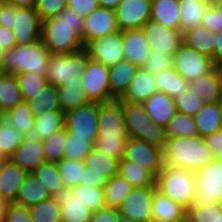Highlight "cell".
<instances>
[{
  "mask_svg": "<svg viewBox=\"0 0 222 222\" xmlns=\"http://www.w3.org/2000/svg\"><path fill=\"white\" fill-rule=\"evenodd\" d=\"M120 101L122 102L129 136L145 141L146 130L152 120L149 118L143 103H128L123 100Z\"/></svg>",
  "mask_w": 222,
  "mask_h": 222,
  "instance_id": "25",
  "label": "cell"
},
{
  "mask_svg": "<svg viewBox=\"0 0 222 222\" xmlns=\"http://www.w3.org/2000/svg\"><path fill=\"white\" fill-rule=\"evenodd\" d=\"M156 186L134 187L119 207L122 215L138 222H148L152 217V199Z\"/></svg>",
  "mask_w": 222,
  "mask_h": 222,
  "instance_id": "16",
  "label": "cell"
},
{
  "mask_svg": "<svg viewBox=\"0 0 222 222\" xmlns=\"http://www.w3.org/2000/svg\"><path fill=\"white\" fill-rule=\"evenodd\" d=\"M165 139V127L152 121L146 130L145 141L162 148Z\"/></svg>",
  "mask_w": 222,
  "mask_h": 222,
  "instance_id": "57",
  "label": "cell"
},
{
  "mask_svg": "<svg viewBox=\"0 0 222 222\" xmlns=\"http://www.w3.org/2000/svg\"><path fill=\"white\" fill-rule=\"evenodd\" d=\"M84 49L88 57L110 67L125 59L123 32L117 30L103 37L94 38L84 46Z\"/></svg>",
  "mask_w": 222,
  "mask_h": 222,
  "instance_id": "10",
  "label": "cell"
},
{
  "mask_svg": "<svg viewBox=\"0 0 222 222\" xmlns=\"http://www.w3.org/2000/svg\"><path fill=\"white\" fill-rule=\"evenodd\" d=\"M222 58V31L215 33L214 61Z\"/></svg>",
  "mask_w": 222,
  "mask_h": 222,
  "instance_id": "64",
  "label": "cell"
},
{
  "mask_svg": "<svg viewBox=\"0 0 222 222\" xmlns=\"http://www.w3.org/2000/svg\"><path fill=\"white\" fill-rule=\"evenodd\" d=\"M68 7L85 18L99 7V3L98 0H68Z\"/></svg>",
  "mask_w": 222,
  "mask_h": 222,
  "instance_id": "58",
  "label": "cell"
},
{
  "mask_svg": "<svg viewBox=\"0 0 222 222\" xmlns=\"http://www.w3.org/2000/svg\"><path fill=\"white\" fill-rule=\"evenodd\" d=\"M129 137L122 102L114 99L98 103V133L94 147L122 160Z\"/></svg>",
  "mask_w": 222,
  "mask_h": 222,
  "instance_id": "2",
  "label": "cell"
},
{
  "mask_svg": "<svg viewBox=\"0 0 222 222\" xmlns=\"http://www.w3.org/2000/svg\"><path fill=\"white\" fill-rule=\"evenodd\" d=\"M119 174L134 187L155 185V176L146 168L130 161H120Z\"/></svg>",
  "mask_w": 222,
  "mask_h": 222,
  "instance_id": "42",
  "label": "cell"
},
{
  "mask_svg": "<svg viewBox=\"0 0 222 222\" xmlns=\"http://www.w3.org/2000/svg\"><path fill=\"white\" fill-rule=\"evenodd\" d=\"M64 127L65 113L63 111L35 115L34 126L24 134L23 138L32 141H42Z\"/></svg>",
  "mask_w": 222,
  "mask_h": 222,
  "instance_id": "24",
  "label": "cell"
},
{
  "mask_svg": "<svg viewBox=\"0 0 222 222\" xmlns=\"http://www.w3.org/2000/svg\"><path fill=\"white\" fill-rule=\"evenodd\" d=\"M6 203L0 198V222L3 221V214L5 210Z\"/></svg>",
  "mask_w": 222,
  "mask_h": 222,
  "instance_id": "70",
  "label": "cell"
},
{
  "mask_svg": "<svg viewBox=\"0 0 222 222\" xmlns=\"http://www.w3.org/2000/svg\"><path fill=\"white\" fill-rule=\"evenodd\" d=\"M50 54L41 39L29 45L12 47L6 51L3 72L11 74L33 72L46 76Z\"/></svg>",
  "mask_w": 222,
  "mask_h": 222,
  "instance_id": "5",
  "label": "cell"
},
{
  "mask_svg": "<svg viewBox=\"0 0 222 222\" xmlns=\"http://www.w3.org/2000/svg\"><path fill=\"white\" fill-rule=\"evenodd\" d=\"M87 66L85 49L72 54H50L46 79L53 87L81 83V74Z\"/></svg>",
  "mask_w": 222,
  "mask_h": 222,
  "instance_id": "6",
  "label": "cell"
},
{
  "mask_svg": "<svg viewBox=\"0 0 222 222\" xmlns=\"http://www.w3.org/2000/svg\"><path fill=\"white\" fill-rule=\"evenodd\" d=\"M83 29L84 17L67 6L42 20L40 39L51 54H72L84 49Z\"/></svg>",
  "mask_w": 222,
  "mask_h": 222,
  "instance_id": "1",
  "label": "cell"
},
{
  "mask_svg": "<svg viewBox=\"0 0 222 222\" xmlns=\"http://www.w3.org/2000/svg\"><path fill=\"white\" fill-rule=\"evenodd\" d=\"M202 26L207 27L214 33L222 31V19L212 6L209 7L204 16Z\"/></svg>",
  "mask_w": 222,
  "mask_h": 222,
  "instance_id": "60",
  "label": "cell"
},
{
  "mask_svg": "<svg viewBox=\"0 0 222 222\" xmlns=\"http://www.w3.org/2000/svg\"><path fill=\"white\" fill-rule=\"evenodd\" d=\"M23 102L16 74L0 72V108L6 112Z\"/></svg>",
  "mask_w": 222,
  "mask_h": 222,
  "instance_id": "35",
  "label": "cell"
},
{
  "mask_svg": "<svg viewBox=\"0 0 222 222\" xmlns=\"http://www.w3.org/2000/svg\"><path fill=\"white\" fill-rule=\"evenodd\" d=\"M158 92H164L175 100L189 90V81L185 80L173 67L155 75Z\"/></svg>",
  "mask_w": 222,
  "mask_h": 222,
  "instance_id": "33",
  "label": "cell"
},
{
  "mask_svg": "<svg viewBox=\"0 0 222 222\" xmlns=\"http://www.w3.org/2000/svg\"><path fill=\"white\" fill-rule=\"evenodd\" d=\"M162 157L164 164L183 167L195 172L216 159L205 138L200 135L166 137L162 146Z\"/></svg>",
  "mask_w": 222,
  "mask_h": 222,
  "instance_id": "3",
  "label": "cell"
},
{
  "mask_svg": "<svg viewBox=\"0 0 222 222\" xmlns=\"http://www.w3.org/2000/svg\"><path fill=\"white\" fill-rule=\"evenodd\" d=\"M165 134L166 137L170 138L181 136L194 137L199 135L194 122V117L178 111L165 127Z\"/></svg>",
  "mask_w": 222,
  "mask_h": 222,
  "instance_id": "43",
  "label": "cell"
},
{
  "mask_svg": "<svg viewBox=\"0 0 222 222\" xmlns=\"http://www.w3.org/2000/svg\"><path fill=\"white\" fill-rule=\"evenodd\" d=\"M65 127L68 132L95 143L98 133V103L91 102L85 107L66 112Z\"/></svg>",
  "mask_w": 222,
  "mask_h": 222,
  "instance_id": "12",
  "label": "cell"
},
{
  "mask_svg": "<svg viewBox=\"0 0 222 222\" xmlns=\"http://www.w3.org/2000/svg\"><path fill=\"white\" fill-rule=\"evenodd\" d=\"M218 222H222V211H221V213H219V220H218Z\"/></svg>",
  "mask_w": 222,
  "mask_h": 222,
  "instance_id": "74",
  "label": "cell"
},
{
  "mask_svg": "<svg viewBox=\"0 0 222 222\" xmlns=\"http://www.w3.org/2000/svg\"><path fill=\"white\" fill-rule=\"evenodd\" d=\"M29 210L33 222H62L61 207L55 197L30 206Z\"/></svg>",
  "mask_w": 222,
  "mask_h": 222,
  "instance_id": "45",
  "label": "cell"
},
{
  "mask_svg": "<svg viewBox=\"0 0 222 222\" xmlns=\"http://www.w3.org/2000/svg\"><path fill=\"white\" fill-rule=\"evenodd\" d=\"M16 14V7L10 4L2 3L0 6V25L12 29L13 16Z\"/></svg>",
  "mask_w": 222,
  "mask_h": 222,
  "instance_id": "62",
  "label": "cell"
},
{
  "mask_svg": "<svg viewBox=\"0 0 222 222\" xmlns=\"http://www.w3.org/2000/svg\"><path fill=\"white\" fill-rule=\"evenodd\" d=\"M6 56V51L0 46V72H3V64Z\"/></svg>",
  "mask_w": 222,
  "mask_h": 222,
  "instance_id": "69",
  "label": "cell"
},
{
  "mask_svg": "<svg viewBox=\"0 0 222 222\" xmlns=\"http://www.w3.org/2000/svg\"><path fill=\"white\" fill-rule=\"evenodd\" d=\"M213 60L183 42L173 54L172 67L187 81L206 75L213 69Z\"/></svg>",
  "mask_w": 222,
  "mask_h": 222,
  "instance_id": "9",
  "label": "cell"
},
{
  "mask_svg": "<svg viewBox=\"0 0 222 222\" xmlns=\"http://www.w3.org/2000/svg\"><path fill=\"white\" fill-rule=\"evenodd\" d=\"M152 214L169 221H186V209L157 190L152 199Z\"/></svg>",
  "mask_w": 222,
  "mask_h": 222,
  "instance_id": "34",
  "label": "cell"
},
{
  "mask_svg": "<svg viewBox=\"0 0 222 222\" xmlns=\"http://www.w3.org/2000/svg\"><path fill=\"white\" fill-rule=\"evenodd\" d=\"M6 4L13 5L15 7H31L35 8L37 0H2Z\"/></svg>",
  "mask_w": 222,
  "mask_h": 222,
  "instance_id": "65",
  "label": "cell"
},
{
  "mask_svg": "<svg viewBox=\"0 0 222 222\" xmlns=\"http://www.w3.org/2000/svg\"><path fill=\"white\" fill-rule=\"evenodd\" d=\"M213 68L215 69L217 76L220 78L222 82V58L214 61Z\"/></svg>",
  "mask_w": 222,
  "mask_h": 222,
  "instance_id": "67",
  "label": "cell"
},
{
  "mask_svg": "<svg viewBox=\"0 0 222 222\" xmlns=\"http://www.w3.org/2000/svg\"><path fill=\"white\" fill-rule=\"evenodd\" d=\"M148 222H186V221H169L158 217H152Z\"/></svg>",
  "mask_w": 222,
  "mask_h": 222,
  "instance_id": "71",
  "label": "cell"
},
{
  "mask_svg": "<svg viewBox=\"0 0 222 222\" xmlns=\"http://www.w3.org/2000/svg\"><path fill=\"white\" fill-rule=\"evenodd\" d=\"M0 46L5 51L16 46L14 32L10 28L0 25Z\"/></svg>",
  "mask_w": 222,
  "mask_h": 222,
  "instance_id": "63",
  "label": "cell"
},
{
  "mask_svg": "<svg viewBox=\"0 0 222 222\" xmlns=\"http://www.w3.org/2000/svg\"><path fill=\"white\" fill-rule=\"evenodd\" d=\"M208 147L216 158H222V127L211 135L205 137Z\"/></svg>",
  "mask_w": 222,
  "mask_h": 222,
  "instance_id": "61",
  "label": "cell"
},
{
  "mask_svg": "<svg viewBox=\"0 0 222 222\" xmlns=\"http://www.w3.org/2000/svg\"><path fill=\"white\" fill-rule=\"evenodd\" d=\"M198 134L201 137L217 132L222 127V110L220 102L204 103L193 116Z\"/></svg>",
  "mask_w": 222,
  "mask_h": 222,
  "instance_id": "30",
  "label": "cell"
},
{
  "mask_svg": "<svg viewBox=\"0 0 222 222\" xmlns=\"http://www.w3.org/2000/svg\"><path fill=\"white\" fill-rule=\"evenodd\" d=\"M81 86L91 102L102 103L114 100L109 83V67L91 59L88 54L86 69L81 74Z\"/></svg>",
  "mask_w": 222,
  "mask_h": 222,
  "instance_id": "8",
  "label": "cell"
},
{
  "mask_svg": "<svg viewBox=\"0 0 222 222\" xmlns=\"http://www.w3.org/2000/svg\"><path fill=\"white\" fill-rule=\"evenodd\" d=\"M5 112L0 108V122L4 120Z\"/></svg>",
  "mask_w": 222,
  "mask_h": 222,
  "instance_id": "73",
  "label": "cell"
},
{
  "mask_svg": "<svg viewBox=\"0 0 222 222\" xmlns=\"http://www.w3.org/2000/svg\"><path fill=\"white\" fill-rule=\"evenodd\" d=\"M196 191L191 206L222 203V158L195 172Z\"/></svg>",
  "mask_w": 222,
  "mask_h": 222,
  "instance_id": "7",
  "label": "cell"
},
{
  "mask_svg": "<svg viewBox=\"0 0 222 222\" xmlns=\"http://www.w3.org/2000/svg\"><path fill=\"white\" fill-rule=\"evenodd\" d=\"M50 197L52 196L42 182L30 172L27 173L23 183L18 188L17 196L13 203L29 208Z\"/></svg>",
  "mask_w": 222,
  "mask_h": 222,
  "instance_id": "29",
  "label": "cell"
},
{
  "mask_svg": "<svg viewBox=\"0 0 222 222\" xmlns=\"http://www.w3.org/2000/svg\"><path fill=\"white\" fill-rule=\"evenodd\" d=\"M22 91L23 101H29L37 95L48 83L46 76H40L33 72L16 74Z\"/></svg>",
  "mask_w": 222,
  "mask_h": 222,
  "instance_id": "48",
  "label": "cell"
},
{
  "mask_svg": "<svg viewBox=\"0 0 222 222\" xmlns=\"http://www.w3.org/2000/svg\"><path fill=\"white\" fill-rule=\"evenodd\" d=\"M142 30L151 51L156 53L171 54L173 56L183 42L181 31L168 28L152 20H149L142 27Z\"/></svg>",
  "mask_w": 222,
  "mask_h": 222,
  "instance_id": "14",
  "label": "cell"
},
{
  "mask_svg": "<svg viewBox=\"0 0 222 222\" xmlns=\"http://www.w3.org/2000/svg\"><path fill=\"white\" fill-rule=\"evenodd\" d=\"M27 173L9 159L0 161V198L6 204L15 201L18 188L23 183Z\"/></svg>",
  "mask_w": 222,
  "mask_h": 222,
  "instance_id": "18",
  "label": "cell"
},
{
  "mask_svg": "<svg viewBox=\"0 0 222 222\" xmlns=\"http://www.w3.org/2000/svg\"><path fill=\"white\" fill-rule=\"evenodd\" d=\"M175 101L178 112L191 116H194L204 104L196 93L190 92L189 90L186 93H183Z\"/></svg>",
  "mask_w": 222,
  "mask_h": 222,
  "instance_id": "52",
  "label": "cell"
},
{
  "mask_svg": "<svg viewBox=\"0 0 222 222\" xmlns=\"http://www.w3.org/2000/svg\"><path fill=\"white\" fill-rule=\"evenodd\" d=\"M94 143L86 137L76 136L67 131V144L64 158L84 161L93 149Z\"/></svg>",
  "mask_w": 222,
  "mask_h": 222,
  "instance_id": "49",
  "label": "cell"
},
{
  "mask_svg": "<svg viewBox=\"0 0 222 222\" xmlns=\"http://www.w3.org/2000/svg\"><path fill=\"white\" fill-rule=\"evenodd\" d=\"M120 216L119 208L104 207L93 212L90 222H119Z\"/></svg>",
  "mask_w": 222,
  "mask_h": 222,
  "instance_id": "59",
  "label": "cell"
},
{
  "mask_svg": "<svg viewBox=\"0 0 222 222\" xmlns=\"http://www.w3.org/2000/svg\"><path fill=\"white\" fill-rule=\"evenodd\" d=\"M179 0H153L150 20L180 31Z\"/></svg>",
  "mask_w": 222,
  "mask_h": 222,
  "instance_id": "31",
  "label": "cell"
},
{
  "mask_svg": "<svg viewBox=\"0 0 222 222\" xmlns=\"http://www.w3.org/2000/svg\"><path fill=\"white\" fill-rule=\"evenodd\" d=\"M62 222H90L93 211L74 197L73 187L65 186L56 196Z\"/></svg>",
  "mask_w": 222,
  "mask_h": 222,
  "instance_id": "19",
  "label": "cell"
},
{
  "mask_svg": "<svg viewBox=\"0 0 222 222\" xmlns=\"http://www.w3.org/2000/svg\"><path fill=\"white\" fill-rule=\"evenodd\" d=\"M68 6V0H37L35 10L41 20L57 16Z\"/></svg>",
  "mask_w": 222,
  "mask_h": 222,
  "instance_id": "54",
  "label": "cell"
},
{
  "mask_svg": "<svg viewBox=\"0 0 222 222\" xmlns=\"http://www.w3.org/2000/svg\"><path fill=\"white\" fill-rule=\"evenodd\" d=\"M4 119L24 136L34 126L35 115L32 113L29 104L23 101L6 111Z\"/></svg>",
  "mask_w": 222,
  "mask_h": 222,
  "instance_id": "41",
  "label": "cell"
},
{
  "mask_svg": "<svg viewBox=\"0 0 222 222\" xmlns=\"http://www.w3.org/2000/svg\"><path fill=\"white\" fill-rule=\"evenodd\" d=\"M222 203L191 206L186 210V222H218Z\"/></svg>",
  "mask_w": 222,
  "mask_h": 222,
  "instance_id": "51",
  "label": "cell"
},
{
  "mask_svg": "<svg viewBox=\"0 0 222 222\" xmlns=\"http://www.w3.org/2000/svg\"><path fill=\"white\" fill-rule=\"evenodd\" d=\"M2 222H33L28 207L15 203H7Z\"/></svg>",
  "mask_w": 222,
  "mask_h": 222,
  "instance_id": "55",
  "label": "cell"
},
{
  "mask_svg": "<svg viewBox=\"0 0 222 222\" xmlns=\"http://www.w3.org/2000/svg\"><path fill=\"white\" fill-rule=\"evenodd\" d=\"M34 115L62 111L57 87L46 84L34 98L27 101Z\"/></svg>",
  "mask_w": 222,
  "mask_h": 222,
  "instance_id": "36",
  "label": "cell"
},
{
  "mask_svg": "<svg viewBox=\"0 0 222 222\" xmlns=\"http://www.w3.org/2000/svg\"><path fill=\"white\" fill-rule=\"evenodd\" d=\"M84 162L90 170L101 172L109 178L119 174L120 159L109 156L95 147L85 157Z\"/></svg>",
  "mask_w": 222,
  "mask_h": 222,
  "instance_id": "39",
  "label": "cell"
},
{
  "mask_svg": "<svg viewBox=\"0 0 222 222\" xmlns=\"http://www.w3.org/2000/svg\"><path fill=\"white\" fill-rule=\"evenodd\" d=\"M139 67L128 60H122L109 67L111 96L120 99L127 91Z\"/></svg>",
  "mask_w": 222,
  "mask_h": 222,
  "instance_id": "26",
  "label": "cell"
},
{
  "mask_svg": "<svg viewBox=\"0 0 222 222\" xmlns=\"http://www.w3.org/2000/svg\"><path fill=\"white\" fill-rule=\"evenodd\" d=\"M210 6L208 0H179L181 33L202 26L203 18Z\"/></svg>",
  "mask_w": 222,
  "mask_h": 222,
  "instance_id": "27",
  "label": "cell"
},
{
  "mask_svg": "<svg viewBox=\"0 0 222 222\" xmlns=\"http://www.w3.org/2000/svg\"><path fill=\"white\" fill-rule=\"evenodd\" d=\"M123 47L125 60L139 68L144 65L151 52L142 28L123 31Z\"/></svg>",
  "mask_w": 222,
  "mask_h": 222,
  "instance_id": "21",
  "label": "cell"
},
{
  "mask_svg": "<svg viewBox=\"0 0 222 222\" xmlns=\"http://www.w3.org/2000/svg\"><path fill=\"white\" fill-rule=\"evenodd\" d=\"M189 91L196 93L204 103L222 100V82L214 68L206 75L190 81Z\"/></svg>",
  "mask_w": 222,
  "mask_h": 222,
  "instance_id": "28",
  "label": "cell"
},
{
  "mask_svg": "<svg viewBox=\"0 0 222 222\" xmlns=\"http://www.w3.org/2000/svg\"><path fill=\"white\" fill-rule=\"evenodd\" d=\"M32 174L42 182L52 197L56 196L65 187L56 163L43 162Z\"/></svg>",
  "mask_w": 222,
  "mask_h": 222,
  "instance_id": "40",
  "label": "cell"
},
{
  "mask_svg": "<svg viewBox=\"0 0 222 222\" xmlns=\"http://www.w3.org/2000/svg\"><path fill=\"white\" fill-rule=\"evenodd\" d=\"M134 186L120 174L109 179L104 187L106 207L119 208Z\"/></svg>",
  "mask_w": 222,
  "mask_h": 222,
  "instance_id": "38",
  "label": "cell"
},
{
  "mask_svg": "<svg viewBox=\"0 0 222 222\" xmlns=\"http://www.w3.org/2000/svg\"><path fill=\"white\" fill-rule=\"evenodd\" d=\"M137 163L149 170L155 177L164 166L162 148L144 140L129 137L122 160Z\"/></svg>",
  "mask_w": 222,
  "mask_h": 222,
  "instance_id": "11",
  "label": "cell"
},
{
  "mask_svg": "<svg viewBox=\"0 0 222 222\" xmlns=\"http://www.w3.org/2000/svg\"><path fill=\"white\" fill-rule=\"evenodd\" d=\"M13 23L16 46L29 45L40 39L42 20L35 8L16 7Z\"/></svg>",
  "mask_w": 222,
  "mask_h": 222,
  "instance_id": "15",
  "label": "cell"
},
{
  "mask_svg": "<svg viewBox=\"0 0 222 222\" xmlns=\"http://www.w3.org/2000/svg\"><path fill=\"white\" fill-rule=\"evenodd\" d=\"M73 194L75 198H77L93 212L106 207L104 188L79 184L78 186L73 187Z\"/></svg>",
  "mask_w": 222,
  "mask_h": 222,
  "instance_id": "46",
  "label": "cell"
},
{
  "mask_svg": "<svg viewBox=\"0 0 222 222\" xmlns=\"http://www.w3.org/2000/svg\"><path fill=\"white\" fill-rule=\"evenodd\" d=\"M149 118L166 127L176 114V101L164 92H156L143 102Z\"/></svg>",
  "mask_w": 222,
  "mask_h": 222,
  "instance_id": "22",
  "label": "cell"
},
{
  "mask_svg": "<svg viewBox=\"0 0 222 222\" xmlns=\"http://www.w3.org/2000/svg\"><path fill=\"white\" fill-rule=\"evenodd\" d=\"M8 159L28 173L33 172L41 163L46 162L42 141L23 138L20 145Z\"/></svg>",
  "mask_w": 222,
  "mask_h": 222,
  "instance_id": "20",
  "label": "cell"
},
{
  "mask_svg": "<svg viewBox=\"0 0 222 222\" xmlns=\"http://www.w3.org/2000/svg\"><path fill=\"white\" fill-rule=\"evenodd\" d=\"M23 136L5 119L0 122V152L8 159L20 145Z\"/></svg>",
  "mask_w": 222,
  "mask_h": 222,
  "instance_id": "50",
  "label": "cell"
},
{
  "mask_svg": "<svg viewBox=\"0 0 222 222\" xmlns=\"http://www.w3.org/2000/svg\"><path fill=\"white\" fill-rule=\"evenodd\" d=\"M172 58L173 56L171 54L164 55L162 53L151 51L142 68L151 72L155 76L172 67Z\"/></svg>",
  "mask_w": 222,
  "mask_h": 222,
  "instance_id": "53",
  "label": "cell"
},
{
  "mask_svg": "<svg viewBox=\"0 0 222 222\" xmlns=\"http://www.w3.org/2000/svg\"><path fill=\"white\" fill-rule=\"evenodd\" d=\"M156 92L158 90L155 76L141 67L131 80L126 93L119 100L128 103H143Z\"/></svg>",
  "mask_w": 222,
  "mask_h": 222,
  "instance_id": "23",
  "label": "cell"
},
{
  "mask_svg": "<svg viewBox=\"0 0 222 222\" xmlns=\"http://www.w3.org/2000/svg\"><path fill=\"white\" fill-rule=\"evenodd\" d=\"M3 159H6L0 152V161H2Z\"/></svg>",
  "mask_w": 222,
  "mask_h": 222,
  "instance_id": "75",
  "label": "cell"
},
{
  "mask_svg": "<svg viewBox=\"0 0 222 222\" xmlns=\"http://www.w3.org/2000/svg\"><path fill=\"white\" fill-rule=\"evenodd\" d=\"M56 164L65 186L75 187L80 184V180H83L84 161L63 158Z\"/></svg>",
  "mask_w": 222,
  "mask_h": 222,
  "instance_id": "47",
  "label": "cell"
},
{
  "mask_svg": "<svg viewBox=\"0 0 222 222\" xmlns=\"http://www.w3.org/2000/svg\"><path fill=\"white\" fill-rule=\"evenodd\" d=\"M117 30L119 29L115 11L99 6L84 18L83 44L85 46L90 40L103 37Z\"/></svg>",
  "mask_w": 222,
  "mask_h": 222,
  "instance_id": "17",
  "label": "cell"
},
{
  "mask_svg": "<svg viewBox=\"0 0 222 222\" xmlns=\"http://www.w3.org/2000/svg\"><path fill=\"white\" fill-rule=\"evenodd\" d=\"M119 222H138V221L121 214Z\"/></svg>",
  "mask_w": 222,
  "mask_h": 222,
  "instance_id": "72",
  "label": "cell"
},
{
  "mask_svg": "<svg viewBox=\"0 0 222 222\" xmlns=\"http://www.w3.org/2000/svg\"><path fill=\"white\" fill-rule=\"evenodd\" d=\"M61 110L68 111L87 106L91 101L86 96L81 83L61 84L58 87Z\"/></svg>",
  "mask_w": 222,
  "mask_h": 222,
  "instance_id": "37",
  "label": "cell"
},
{
  "mask_svg": "<svg viewBox=\"0 0 222 222\" xmlns=\"http://www.w3.org/2000/svg\"><path fill=\"white\" fill-rule=\"evenodd\" d=\"M156 190L167 196L186 210L191 207L195 185V171L164 164L155 177Z\"/></svg>",
  "mask_w": 222,
  "mask_h": 222,
  "instance_id": "4",
  "label": "cell"
},
{
  "mask_svg": "<svg viewBox=\"0 0 222 222\" xmlns=\"http://www.w3.org/2000/svg\"><path fill=\"white\" fill-rule=\"evenodd\" d=\"M151 0H122L114 9L118 29H141L151 17Z\"/></svg>",
  "mask_w": 222,
  "mask_h": 222,
  "instance_id": "13",
  "label": "cell"
},
{
  "mask_svg": "<svg viewBox=\"0 0 222 222\" xmlns=\"http://www.w3.org/2000/svg\"><path fill=\"white\" fill-rule=\"evenodd\" d=\"M109 177L101 172L90 170L89 166H84L83 169V180H80V184L87 186H95L98 188H104L109 182Z\"/></svg>",
  "mask_w": 222,
  "mask_h": 222,
  "instance_id": "56",
  "label": "cell"
},
{
  "mask_svg": "<svg viewBox=\"0 0 222 222\" xmlns=\"http://www.w3.org/2000/svg\"><path fill=\"white\" fill-rule=\"evenodd\" d=\"M183 43L195 51L207 55L214 62L215 33L204 26L190 29L182 34Z\"/></svg>",
  "mask_w": 222,
  "mask_h": 222,
  "instance_id": "32",
  "label": "cell"
},
{
  "mask_svg": "<svg viewBox=\"0 0 222 222\" xmlns=\"http://www.w3.org/2000/svg\"><path fill=\"white\" fill-rule=\"evenodd\" d=\"M211 6L218 12L220 18L222 19V0H212L210 1Z\"/></svg>",
  "mask_w": 222,
  "mask_h": 222,
  "instance_id": "68",
  "label": "cell"
},
{
  "mask_svg": "<svg viewBox=\"0 0 222 222\" xmlns=\"http://www.w3.org/2000/svg\"><path fill=\"white\" fill-rule=\"evenodd\" d=\"M122 0H98L99 6L109 8V9H115Z\"/></svg>",
  "mask_w": 222,
  "mask_h": 222,
  "instance_id": "66",
  "label": "cell"
},
{
  "mask_svg": "<svg viewBox=\"0 0 222 222\" xmlns=\"http://www.w3.org/2000/svg\"><path fill=\"white\" fill-rule=\"evenodd\" d=\"M46 162L58 163L64 158L67 144V128L64 127L42 140Z\"/></svg>",
  "mask_w": 222,
  "mask_h": 222,
  "instance_id": "44",
  "label": "cell"
}]
</instances>
